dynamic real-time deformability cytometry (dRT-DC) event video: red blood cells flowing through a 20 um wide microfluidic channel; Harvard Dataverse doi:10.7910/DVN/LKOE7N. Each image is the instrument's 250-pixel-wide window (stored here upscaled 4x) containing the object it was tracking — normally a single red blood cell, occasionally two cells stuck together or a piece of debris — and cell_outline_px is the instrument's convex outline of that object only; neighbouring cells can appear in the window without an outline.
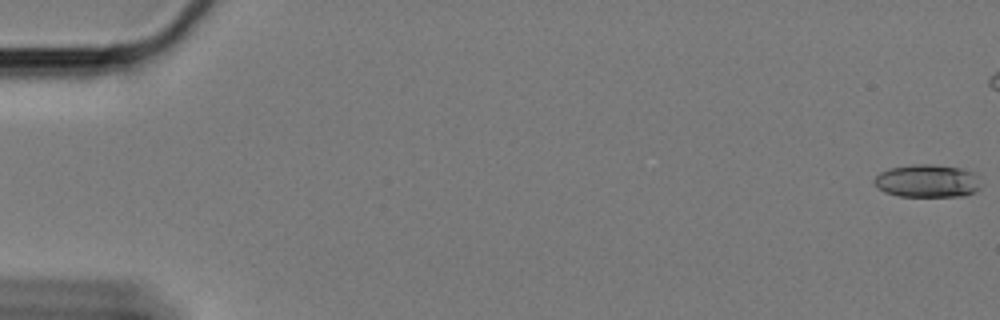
{"species": "Egyptian fruit bat (a non-hibernating species)", "species_latin": "Rousettus aegyptiacus", "temperature_condition": "cold", "stored_images_in_passage": 53, "camera_frame_rate_fps": 3000, "um_per_image_px": 0.085, "animal": {"sex": "female"}, "frame": {"image": 1, "passage_image": 1, "time_ms": 0.0, "image_size_px": [1000, 320], "cell_outline_px": [[980, 188], [964, 196], [900, 196], [884, 192], [876, 188], [872, 180], [880, 172], [888, 168], [916, 164], [932, 164], [960, 168], [976, 176]], "centroid_in_image_um": [78.73, 15.38], "position_along_channel_um": 6.3, "area_um2": 20.29}}
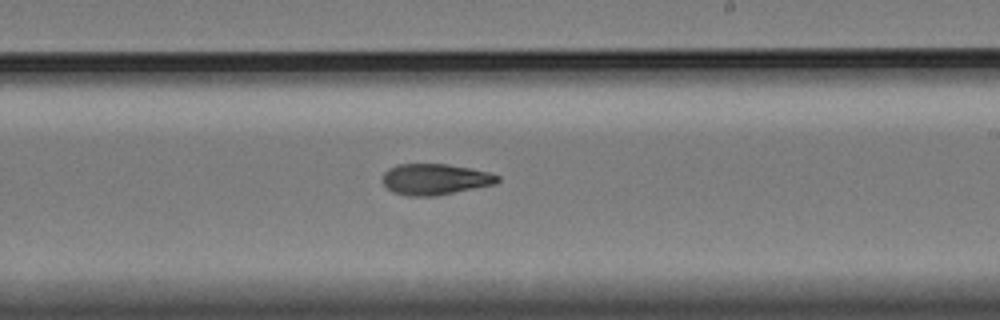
{"frame": {"image": 2, "passage_image": 37, "time_ms": 12.0, "image_size_px": [1000, 320], "cell_outline_px": [[500, 180], [496, 184], [436, 196], [408, 196], [392, 192], [384, 184], [384, 172], [388, 168], [396, 164], [448, 164], [488, 172], [500, 176]], "centroid_in_image_um": [36.99, 15.24], "position_along_channel_um": 252.0, "area_um2": 20.81}}
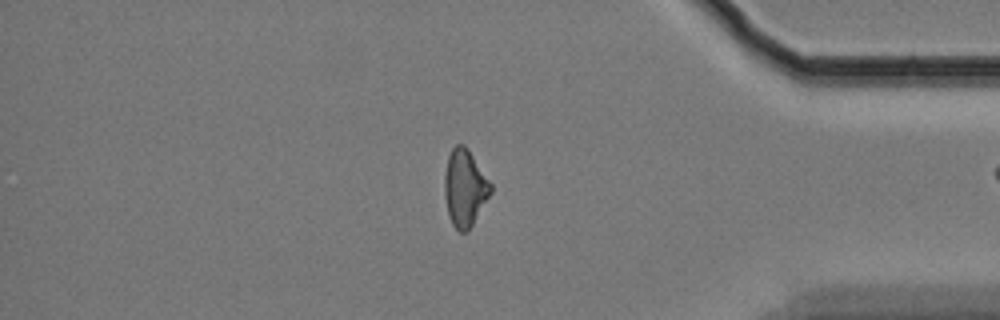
{"frame": {"image": 3, "passage_image": 52, "time_ms": 17.0, "image_size_px": [1000, 320], "cell_outline_px": [[492, 192], [468, 232], [460, 232], [452, 224], [448, 216], [444, 196], [444, 176], [448, 156], [452, 148], [456, 144], [464, 144], [468, 148], [492, 184]], "centroid_in_image_um": [39.5, 15.98], "position_along_channel_um": 395.7, "area_um2": 20.92}}